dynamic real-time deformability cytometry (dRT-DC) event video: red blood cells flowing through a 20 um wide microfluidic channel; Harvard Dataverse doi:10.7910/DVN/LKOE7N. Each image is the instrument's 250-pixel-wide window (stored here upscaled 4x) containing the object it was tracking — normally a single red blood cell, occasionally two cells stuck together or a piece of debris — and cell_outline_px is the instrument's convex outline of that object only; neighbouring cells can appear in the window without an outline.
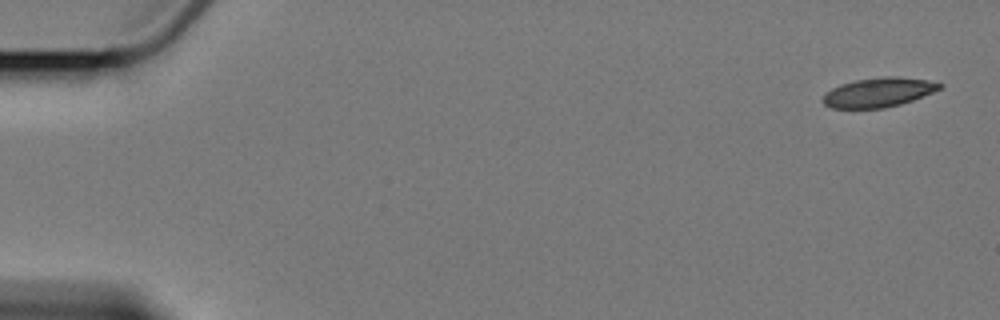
{"species": "Egyptian fruit bat (a non-hibernating species)", "species_latin": "Rousettus aegyptiacus", "temperature_condition": "cold", "stored_images_in_passage": 6, "camera_frame_rate_fps": 3000, "um_per_image_px": 0.085, "animal": {"sex": "female"}, "frame": {"image": 1, "passage_image": 1, "time_ms": 0.0, "image_size_px": [1000, 320], "cell_outline_px": [[944, 84], [940, 88], [932, 92], [912, 100], [900, 104], [884, 108], [832, 108], [824, 104], [820, 100], [824, 92], [840, 84], [856, 80], [884, 76], [896, 76], [928, 80]], "centroid_in_image_um": [74.62, 7.85], "position_along_channel_um": 10.4, "area_um2": 20.0}}
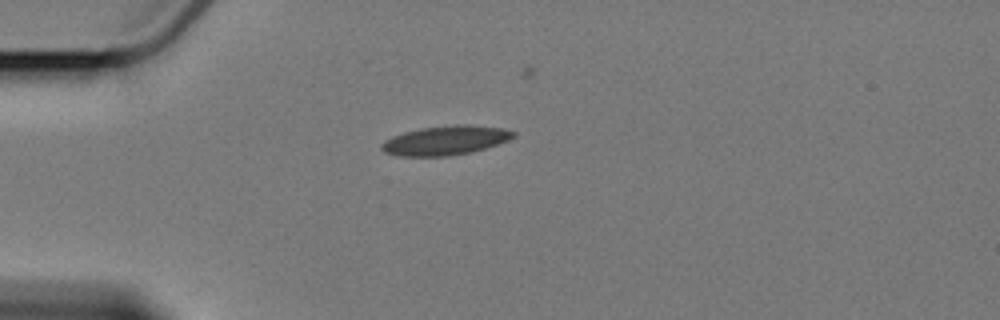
{"frame": {"image": 2, "passage_image": 4, "time_ms": 4.667, "image_size_px": [1000, 320], "cell_outline_px": [[516, 136], [508, 140], [472, 152], [448, 156], [400, 156], [384, 152], [380, 148], [380, 144], [384, 140], [392, 136], [404, 132], [420, 128], [456, 124], [472, 124], [500, 128], [516, 132]], "centroid_in_image_um": [37.84, 11.93], "position_along_channel_um": 47.2, "area_um2": 22.54}}